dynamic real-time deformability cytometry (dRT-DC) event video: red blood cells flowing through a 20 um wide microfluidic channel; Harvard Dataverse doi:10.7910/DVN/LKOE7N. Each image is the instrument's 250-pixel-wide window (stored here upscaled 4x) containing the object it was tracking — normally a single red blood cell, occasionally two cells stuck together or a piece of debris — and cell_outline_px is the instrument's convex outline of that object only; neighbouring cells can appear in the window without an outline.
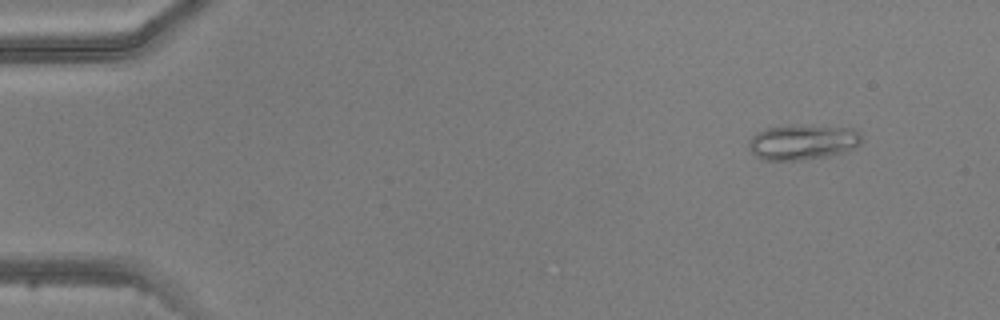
{"species": "common noctule bat (a hibernating species)", "species_latin": "Nyctalus noctula", "temperature_condition": "warm", "stored_images_in_passage": 5, "camera_frame_rate_fps": 3000, "um_per_image_px": 0.085, "animal": {"sex": "male", "body_mass_g": 20.5, "forearm_length_mm": 52.5}, "frame": {"image": 1, "passage_image": 1, "time_ms": 0.0, "image_size_px": [1000, 320], "cell_outline_px": [[860, 144], [856, 148], [844, 152], [828, 156], [800, 160], [760, 160], [748, 148], [748, 140], [756, 132], [768, 128], [852, 128], [860, 132]], "centroid_in_image_um": [68.19, 12.15], "position_along_channel_um": 16.8, "area_um2": 22.25}}